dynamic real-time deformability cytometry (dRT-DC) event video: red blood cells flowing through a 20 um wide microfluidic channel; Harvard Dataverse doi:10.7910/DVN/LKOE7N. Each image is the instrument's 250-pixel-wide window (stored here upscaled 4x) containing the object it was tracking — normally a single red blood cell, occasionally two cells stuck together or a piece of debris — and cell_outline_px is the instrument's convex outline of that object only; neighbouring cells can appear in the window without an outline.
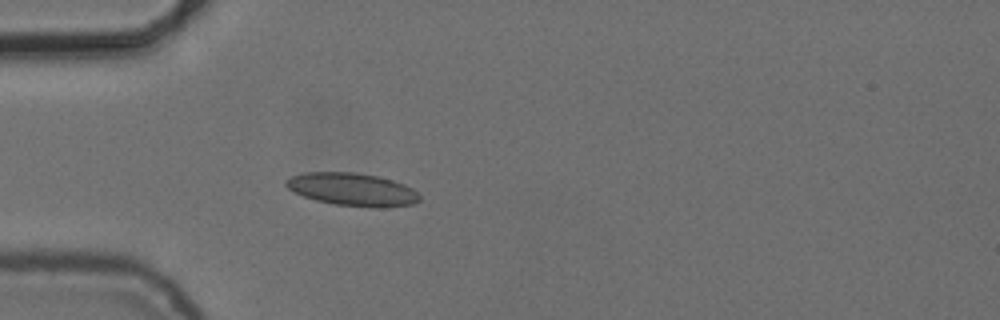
{"species": "common noctule bat (a hibernating species)", "species_latin": "Nyctalus noctula", "temperature_condition": "cold", "stored_images_in_passage": 44, "camera_frame_rate_fps": 3000, "um_per_image_px": 0.085, "animal": {"sex": "female", "body_mass_g": 24.6, "forearm_length_mm": 56.2}, "frame": {"image": 1, "passage_image": 9, "time_ms": 2.667, "image_size_px": [1000, 320], "cell_outline_px": [[420, 200], [412, 204], [384, 208], [372, 208], [336, 204], [316, 200], [304, 196], [288, 188], [284, 184], [284, 180], [292, 176], [304, 172], [352, 172], [380, 176], [404, 184], [412, 188], [420, 196]], "centroid_in_image_um": [29.96, 16.1], "position_along_channel_um": 55.0, "area_um2": 25.61}}
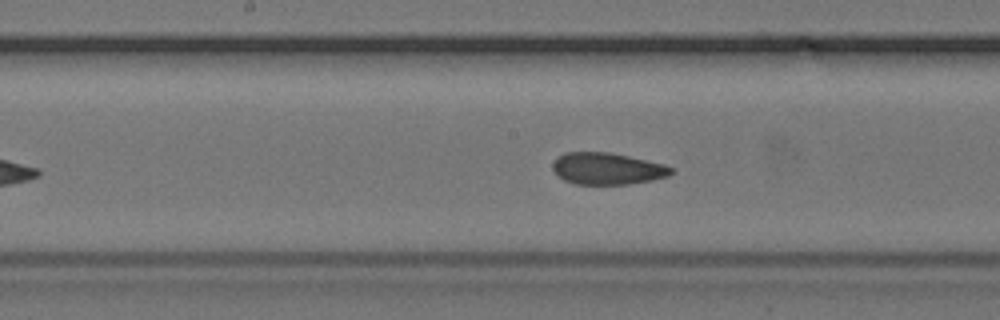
{"frame": {"image": 2, "passage_image": 21, "time_ms": 6.667, "image_size_px": [1000, 320], "cell_outline_px": [[672, 172], [668, 176], [652, 180], [628, 184], [576, 184], [564, 180], [552, 168], [552, 164], [556, 156], [564, 152], [608, 152], [628, 156], [664, 164], [672, 168]], "centroid_in_image_um": [51.58, 14.32], "position_along_channel_um": 196.6, "area_um2": 21.85}}
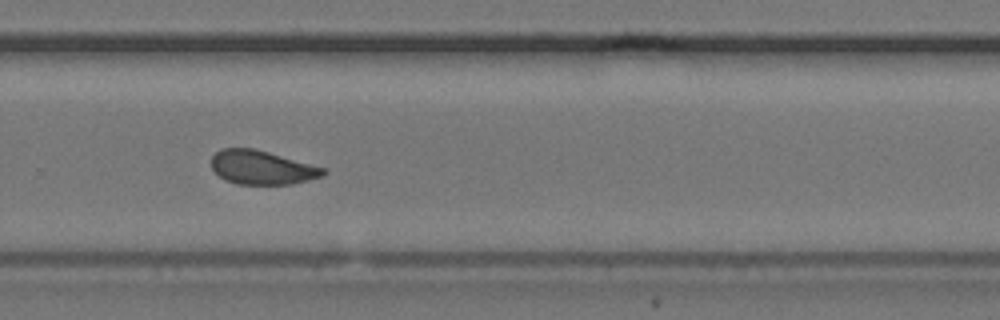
{"frame": {"image": 3, "passage_image": 30, "time_ms": 9.667, "image_size_px": [1000, 320], "cell_outline_px": [[328, 172], [324, 176], [292, 184], [236, 184], [224, 180], [212, 168], [212, 156], [220, 148], [252, 148], [268, 152], [324, 168]], "centroid_in_image_um": [22.25, 14.24], "position_along_channel_um": 307.5, "area_um2": 21.96}, "authors_computed_cell_mechanics": {"area_um2": 22.3975, "velocity_mm_per_s": 3.716, "shape_relaxation_time_tau1_ms": null, "shape_relaxation_time_tau2_ms": 1.3345, "deformation_change_tau1": null, "deformation_change_tau2": 0.0644}}